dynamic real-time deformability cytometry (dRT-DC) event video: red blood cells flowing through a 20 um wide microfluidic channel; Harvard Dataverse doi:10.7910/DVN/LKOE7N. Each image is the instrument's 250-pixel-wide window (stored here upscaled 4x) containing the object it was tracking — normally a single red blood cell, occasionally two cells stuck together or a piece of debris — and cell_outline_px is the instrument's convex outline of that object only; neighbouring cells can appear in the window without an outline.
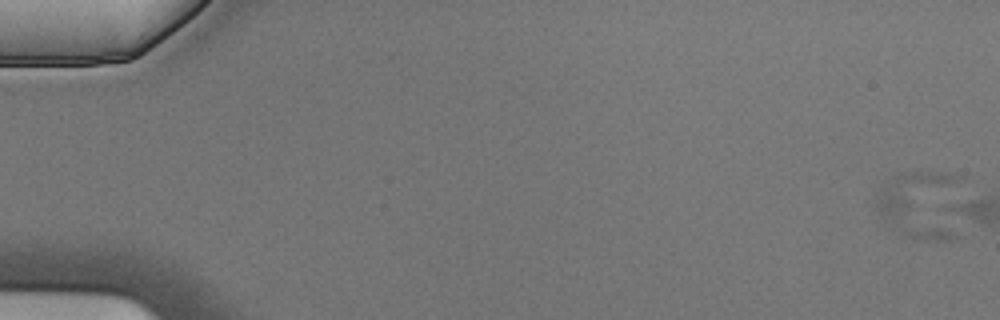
{"species": "Egyptian fruit bat (a non-hibernating species)", "species_latin": "Rousettus aegyptiacus", "temperature_condition": "cold", "stored_images_in_passage": 7, "camera_frame_rate_fps": 3000, "um_per_image_px": 0.085, "animal": {"sex": "male"}, "frame": {"image": 1, "passage_image": 1, "time_ms": 0.0, "image_size_px": [1000, 320], "cell_outline_px": [[964, 176], [956, 236], [948, 240], [916, 240], [904, 236], [892, 228], [872, 208], [872, 200], [876, 192], [888, 180], [904, 172], [944, 172]], "centroid_in_image_um": [78.31, 17.38], "position_along_channel_um": 6.7, "area_um2": 36.41}}